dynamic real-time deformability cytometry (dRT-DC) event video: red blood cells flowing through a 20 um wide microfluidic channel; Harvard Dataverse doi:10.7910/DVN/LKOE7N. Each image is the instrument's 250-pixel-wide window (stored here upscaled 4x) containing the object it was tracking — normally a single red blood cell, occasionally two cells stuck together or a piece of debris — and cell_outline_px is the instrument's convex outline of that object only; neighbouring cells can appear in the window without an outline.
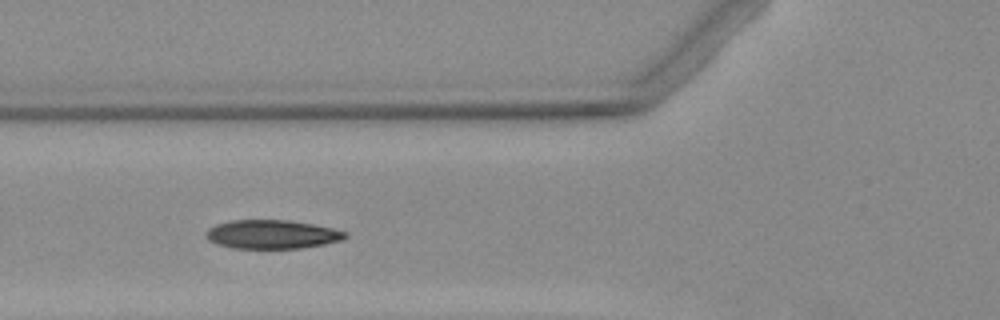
{"species": "Egyptian fruit bat (a non-hibernating species)", "species_latin": "Rousettus aegyptiacus", "temperature_condition": "warm", "stored_images_in_passage": 4, "camera_frame_rate_fps": 3000, "um_per_image_px": 0.085, "animal": {"sex": "female"}, "frame": {"image": 1, "passage_image": 3, "time_ms": 3.333, "image_size_px": [1000, 320], "cell_outline_px": [[348, 236], [340, 240], [324, 244], [304, 248], [232, 248], [216, 244], [208, 240], [204, 236], [204, 232], [208, 228], [216, 224], [232, 220], [288, 220], [312, 224], [332, 228], [348, 232]], "centroid_in_image_um": [23.08, 19.92], "position_along_channel_um": 102.7, "area_um2": 23.47}}
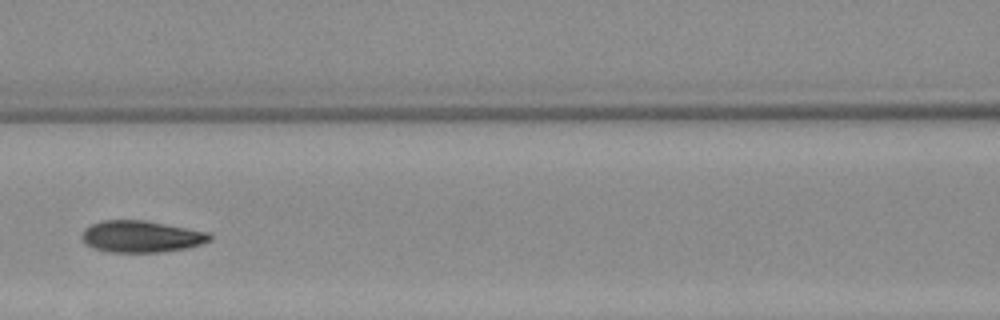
{"frame": {"image": 2, "passage_image": 4, "time_ms": 4.667, "image_size_px": [1000, 320], "cell_outline_px": [[212, 240], [200, 244], [184, 248], [160, 252], [104, 252], [92, 248], [84, 244], [84, 228], [92, 224], [104, 220], [144, 220], [208, 232], [212, 236]], "centroid_in_image_um": [11.99, 20.11], "position_along_channel_um": 154.6, "area_um2": 23.47}}